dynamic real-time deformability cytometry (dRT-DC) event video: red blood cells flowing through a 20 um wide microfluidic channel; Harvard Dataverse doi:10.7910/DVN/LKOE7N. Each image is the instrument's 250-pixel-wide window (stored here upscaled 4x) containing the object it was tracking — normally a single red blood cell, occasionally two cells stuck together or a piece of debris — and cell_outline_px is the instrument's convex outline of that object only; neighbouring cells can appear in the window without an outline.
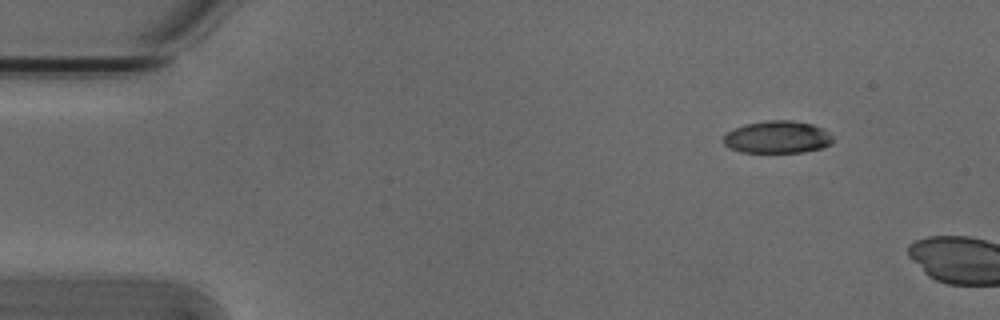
{"species": "Egyptian fruit bat (a non-hibernating species)", "species_latin": "Rousettus aegyptiacus", "temperature_condition": "cold", "stored_images_in_passage": 4, "camera_frame_rate_fps": 3000, "um_per_image_px": 0.085, "animal": {"sex": "male"}, "frame": {"image": 1, "passage_image": 1, "time_ms": 0.0, "image_size_px": [1000, 320], "cell_outline_px": [[832, 144], [824, 148], [804, 152], [740, 152], [724, 144], [724, 136], [728, 132], [744, 124], [768, 120], [792, 120], [812, 124], [824, 128], [832, 136]], "centroid_in_image_um": [66.13, 11.65], "position_along_channel_um": 18.9, "area_um2": 20.69}}